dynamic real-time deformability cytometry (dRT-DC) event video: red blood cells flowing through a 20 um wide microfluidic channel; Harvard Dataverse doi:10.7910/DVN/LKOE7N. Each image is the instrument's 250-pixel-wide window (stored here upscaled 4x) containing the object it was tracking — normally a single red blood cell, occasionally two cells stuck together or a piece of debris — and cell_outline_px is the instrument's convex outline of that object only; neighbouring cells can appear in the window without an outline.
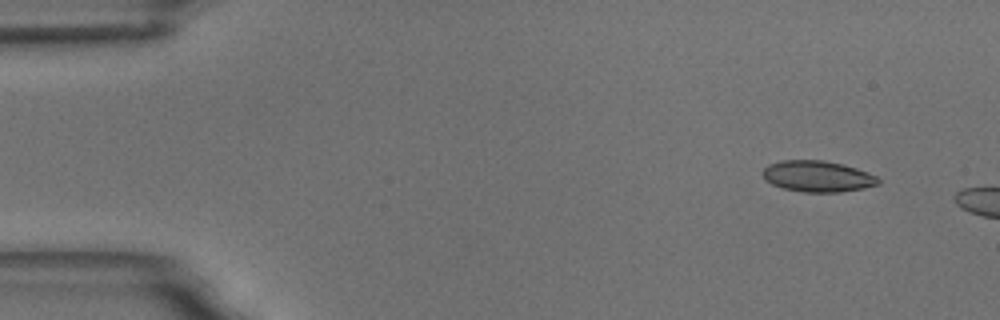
{"species": "common noctule bat (a hibernating species)", "species_latin": "Nyctalus noctula", "temperature_condition": "room temperature", "stored_images_in_passage": 6, "camera_frame_rate_fps": 3000, "um_per_image_px": 0.085, "animal": {"sex": "male", "body_mass_g": 18.8}, "frame": {"image": 1, "passage_image": 1, "time_ms": 0.0, "image_size_px": [1000, 320], "cell_outline_px": [[880, 184], [864, 188], [840, 192], [804, 192], [784, 188], [772, 184], [764, 180], [760, 172], [768, 164], [780, 160], [824, 160], [856, 168], [868, 172], [876, 176], [880, 180]], "centroid_in_image_um": [69.46, 14.98], "position_along_channel_um": 15.5, "area_um2": 21.1}}